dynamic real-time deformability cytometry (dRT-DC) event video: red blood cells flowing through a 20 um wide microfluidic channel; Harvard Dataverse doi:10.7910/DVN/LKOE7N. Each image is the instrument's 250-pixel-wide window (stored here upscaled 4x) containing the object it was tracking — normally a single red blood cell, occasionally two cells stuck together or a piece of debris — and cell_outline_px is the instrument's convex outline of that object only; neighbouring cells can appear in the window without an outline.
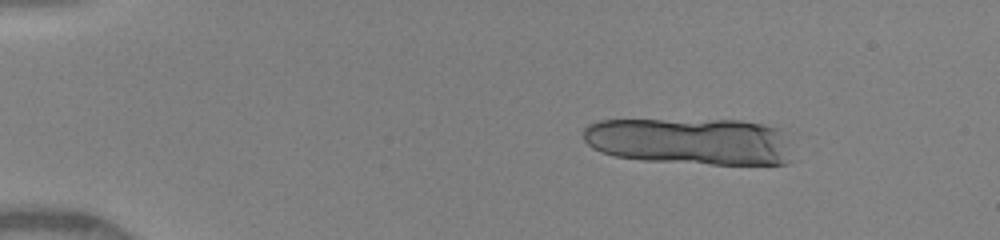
{"species": "human", "species_latin": "Homo sapiens", "temperature_condition": "warm", "stored_images_in_passage": 18, "segment_of_instrument_passage": [1, 2], "camera_frame_rate_fps": 3000, "um_per_image_px": 0.085, "donor": {"sex": "female"}, "frame": {"image": 1, "passage_image": 2, "time_ms": 1.0, "image_size_px": [1000, 240], "cell_outline_px": [[788, 164], [712, 164], [644, 160], [616, 156], [600, 152], [592, 148], [584, 140], [584, 128], [588, 124], [600, 120], [740, 120], [764, 124], [780, 128], [788, 160]], "centroid_in_image_um": [58.58, 11.99], "position_along_channel_um": 26.4, "area_um2": 56.76}}